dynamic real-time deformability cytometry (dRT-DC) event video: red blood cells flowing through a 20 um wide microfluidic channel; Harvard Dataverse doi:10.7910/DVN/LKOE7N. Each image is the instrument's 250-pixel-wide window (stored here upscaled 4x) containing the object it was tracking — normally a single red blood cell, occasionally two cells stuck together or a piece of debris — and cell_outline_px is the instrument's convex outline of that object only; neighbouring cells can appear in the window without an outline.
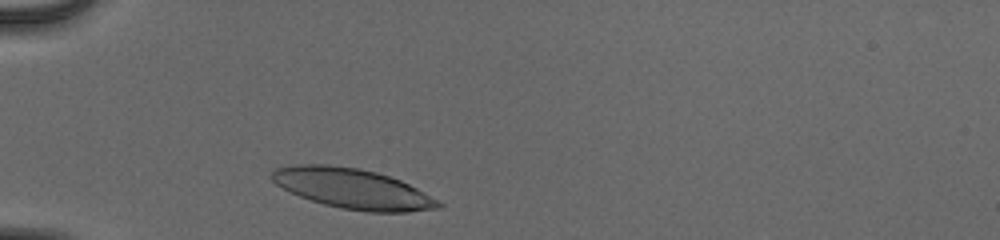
{"species": "human", "species_latin": "Homo sapiens", "temperature_condition": "cold", "stored_images_in_passage": 30, "camera_frame_rate_fps": 3000, "um_per_image_px": 0.085, "donor": {"sex": "male"}, "frame": {"image": 1, "passage_image": 2, "time_ms": 0.333, "image_size_px": [1000, 240], "cell_outline_px": [[444, 204], [440, 208], [408, 212], [368, 212], [340, 208], [324, 204], [300, 196], [276, 184], [268, 176], [276, 168], [292, 164], [328, 164], [360, 168], [376, 172], [400, 180], [416, 188]], "centroid_in_image_um": [29.95, 16.02], "position_along_channel_um": 55.1, "area_um2": 38.84}}
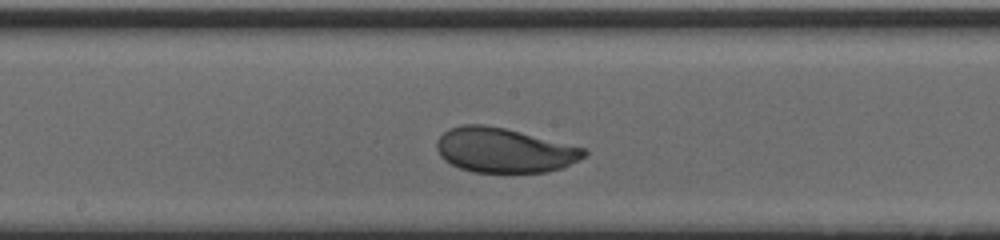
{"frame": {"image": 2, "passage_image": 15, "time_ms": 4.667, "image_size_px": [1000, 240], "cell_outline_px": [[588, 152], [580, 160], [564, 168], [548, 172], [472, 172], [460, 168], [444, 160], [440, 156], [436, 148], [436, 140], [448, 128], [460, 124], [484, 124], [504, 128], [588, 148]], "centroid_in_image_um": [42.87, 12.77], "position_along_channel_um": 205.3, "area_um2": 38.73}}
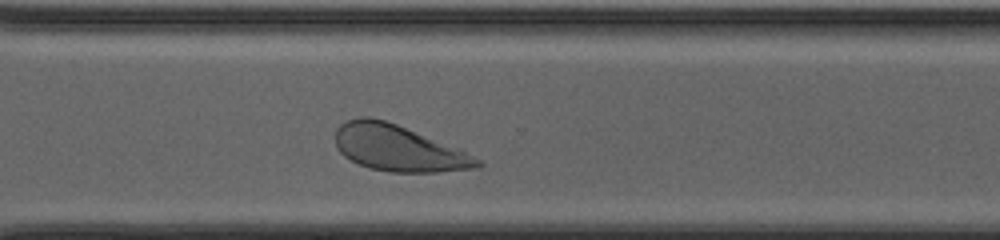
{"frame": {"image": 3, "passage_image": 25, "time_ms": 8.0, "image_size_px": [1000, 240], "cell_outline_px": [[484, 164], [476, 168], [436, 172], [392, 172], [368, 168], [344, 156], [336, 148], [336, 128], [340, 124], [348, 120], [360, 116], [368, 116], [384, 120], [396, 124], [460, 148], [484, 160]], "centroid_in_image_um": [33.89, 12.59], "position_along_channel_um": 336.7, "area_um2": 38.32}, "authors_computed_cell_mechanics": {"area_um2": 38.4948, "velocity_mm_per_s": 3.9344, "shape_relaxation_time_tau1_ms": 2.441, "shape_relaxation_time_tau2_ms": null, "deformation_change_tau1": 0.1204, "deformation_change_tau2": null}}